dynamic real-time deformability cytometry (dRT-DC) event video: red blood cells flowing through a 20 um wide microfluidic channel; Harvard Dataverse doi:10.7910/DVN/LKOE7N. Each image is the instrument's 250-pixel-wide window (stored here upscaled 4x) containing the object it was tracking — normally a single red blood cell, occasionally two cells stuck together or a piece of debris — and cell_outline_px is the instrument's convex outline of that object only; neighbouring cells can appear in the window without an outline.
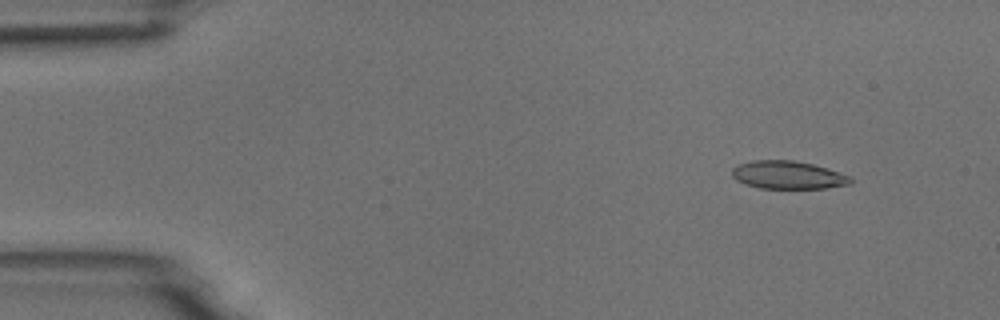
{"species": "common noctule bat (a hibernating species)", "species_latin": "Nyctalus noctula", "temperature_condition": "room temperature", "stored_images_in_passage": 5, "camera_frame_rate_fps": 3000, "um_per_image_px": 0.085, "animal": {"sex": "male", "body_mass_g": 18.8}, "frame": {"image": 1, "passage_image": 2, "time_ms": 1.333, "image_size_px": [1000, 320], "cell_outline_px": [[852, 184], [824, 188], [760, 188], [736, 180], [732, 176], [732, 168], [740, 164], [752, 160], [792, 160], [812, 164], [828, 168], [852, 176]], "centroid_in_image_um": [67.02, 14.87], "position_along_channel_um": 18.0, "area_um2": 19.31}}
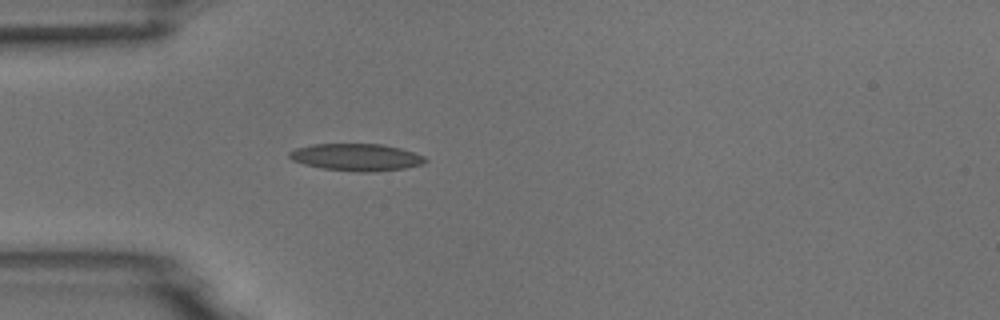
{"frame": {"image": 2, "passage_image": 5, "time_ms": 4.667, "image_size_px": [1000, 320], "cell_outline_px": [[428, 160], [424, 164], [404, 168], [368, 172], [356, 172], [320, 168], [304, 164], [292, 160], [288, 156], [288, 152], [296, 148], [312, 144], [380, 144], [400, 148], [424, 156]], "centroid_in_image_um": [30.27, 13.36], "position_along_channel_um": 54.7, "area_um2": 21.5}}